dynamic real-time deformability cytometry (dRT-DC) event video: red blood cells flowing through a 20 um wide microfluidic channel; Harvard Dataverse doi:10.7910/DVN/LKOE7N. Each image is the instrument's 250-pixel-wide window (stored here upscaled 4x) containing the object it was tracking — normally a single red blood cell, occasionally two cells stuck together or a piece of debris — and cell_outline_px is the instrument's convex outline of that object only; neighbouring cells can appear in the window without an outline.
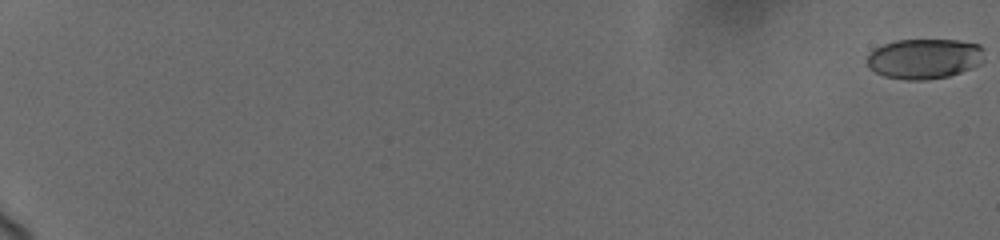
{"species": "human", "species_latin": "Homo sapiens", "temperature_condition": "cold", "stored_images_in_passage": 51, "camera_frame_rate_fps": 3000, "um_per_image_px": 0.085, "donor": {"sex": "female"}, "frame": {"image": 1, "passage_image": 1, "time_ms": 0.0, "image_size_px": [1000, 240], "cell_outline_px": [[984, 48], [980, 64], [960, 72], [948, 76], [924, 80], [908, 80], [884, 76], [868, 68], [868, 56], [876, 48], [884, 44], [896, 40], [960, 40], [980, 44]], "centroid_in_image_um": [78.58, 4.98], "position_along_channel_um": 6.4, "area_um2": 27.28}}
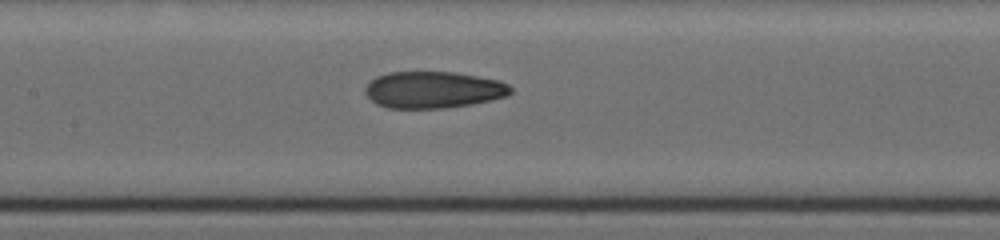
{"frame": {"image": 2, "passage_image": 34, "time_ms": 11.0, "image_size_px": [1000, 240], "cell_outline_px": [[512, 92], [508, 96], [472, 104], [444, 108], [388, 108], [376, 104], [364, 92], [364, 88], [368, 80], [376, 76], [388, 72], [456, 72], [500, 80], [508, 84], [512, 88]], "centroid_in_image_um": [36.82, 7.62], "position_along_channel_um": 170.6, "area_um2": 31.44}}
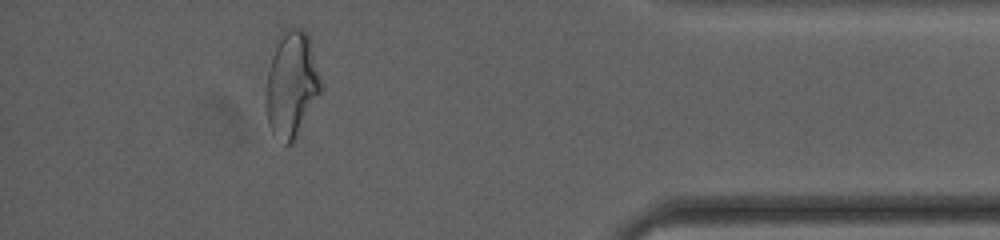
{"frame": {"image": 3, "passage_image": 49, "time_ms": 18.333, "image_size_px": [1000, 240], "cell_outline_px": [[324, 88], [292, 140], [288, 144], [284, 144], [272, 132], [268, 124], [268, 68], [280, 32], [284, 28], [300, 28], [308, 36]], "centroid_in_image_um": [24.81, 7.11], "position_along_channel_um": 410.4, "area_um2": 32.83}}